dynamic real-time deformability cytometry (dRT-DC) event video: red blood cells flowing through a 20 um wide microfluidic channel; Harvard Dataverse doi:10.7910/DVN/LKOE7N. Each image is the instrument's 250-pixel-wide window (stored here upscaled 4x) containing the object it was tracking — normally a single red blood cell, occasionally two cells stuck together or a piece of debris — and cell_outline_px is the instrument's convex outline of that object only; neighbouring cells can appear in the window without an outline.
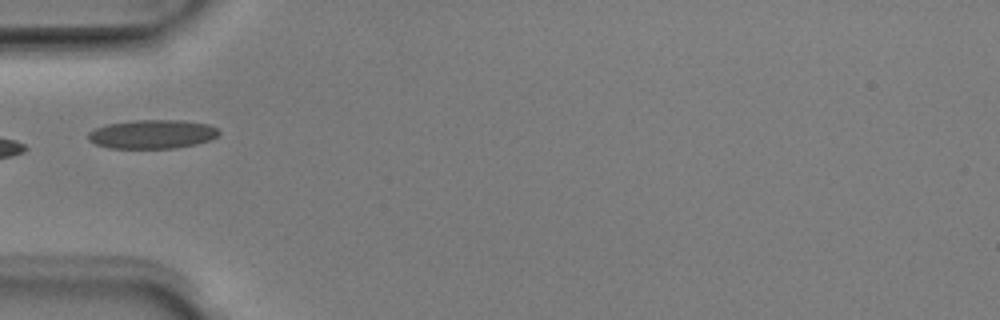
{"species": "Egyptian fruit bat (a non-hibernating species)", "species_latin": "Rousettus aegyptiacus", "temperature_condition": "room temperature", "stored_images_in_passage": 22, "camera_frame_rate_fps": 3000, "um_per_image_px": 0.085, "animal": {"sex": "male"}, "frame": {"image": 1, "passage_image": 1, "time_ms": 0.0, "image_size_px": [1000, 320], "cell_outline_px": [[220, 132], [216, 136], [208, 140], [196, 144], [176, 148], [108, 148], [96, 144], [88, 140], [88, 132], [96, 128], [108, 124], [136, 120], [184, 120], [208, 124], [216, 128]], "centroid_in_image_um": [12.93, 11.4], "position_along_channel_um": 72.1, "area_um2": 21.91}}